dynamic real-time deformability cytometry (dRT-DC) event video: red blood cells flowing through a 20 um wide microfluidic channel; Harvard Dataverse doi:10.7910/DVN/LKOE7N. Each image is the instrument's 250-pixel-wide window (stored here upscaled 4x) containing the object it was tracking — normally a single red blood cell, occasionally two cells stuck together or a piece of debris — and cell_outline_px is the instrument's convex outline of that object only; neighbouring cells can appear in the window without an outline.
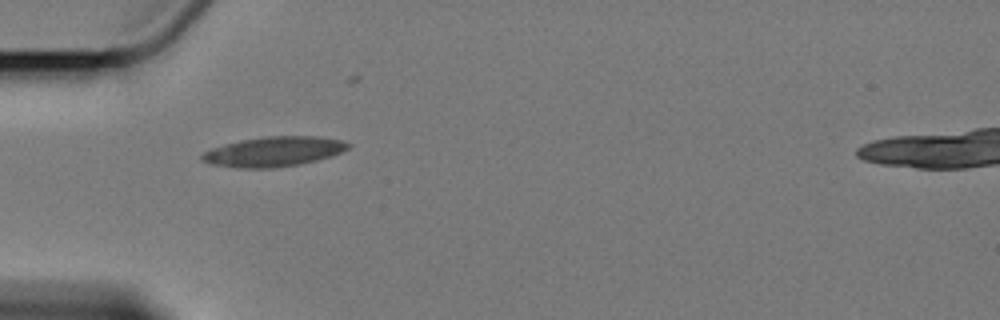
{"species": "Egyptian fruit bat (a non-hibernating species)", "species_latin": "Rousettus aegyptiacus", "temperature_condition": "cold", "stored_images_in_passage": 3, "camera_frame_rate_fps": 3000, "um_per_image_px": 0.085, "animal": {"sex": "female"}, "frame": {"image": 1, "passage_image": 1, "time_ms": 0.0, "image_size_px": [1000, 320], "cell_outline_px": [[352, 144], [348, 148], [332, 156], [300, 164], [272, 168], [236, 168], [212, 164], [200, 160], [200, 156], [204, 152], [212, 148], [224, 144], [240, 140], [268, 136], [316, 136], [340, 140]], "centroid_in_image_um": [23.24, 12.89], "position_along_channel_um": 61.8, "area_um2": 25.37}}
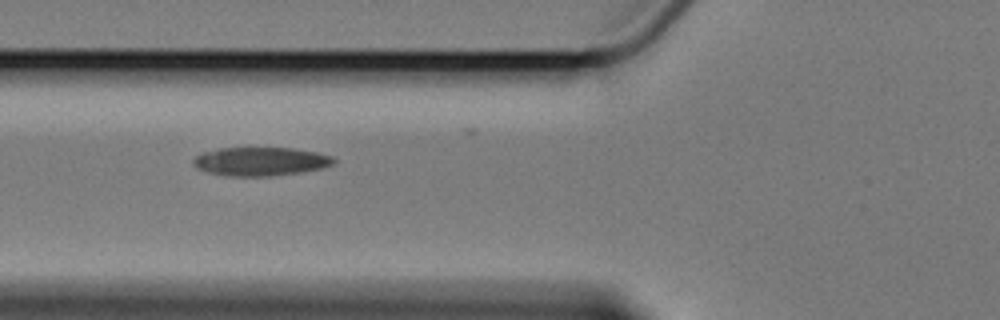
{"frame": {"image": 2, "passage_image": 2, "time_ms": 1.333, "image_size_px": [1000, 320], "cell_outline_px": [[336, 160], [332, 164], [324, 168], [300, 172], [268, 176], [228, 176], [208, 172], [196, 168], [192, 164], [192, 160], [196, 156], [204, 152], [220, 148], [292, 148], [316, 152], [332, 156]], "centroid_in_image_um": [22.13, 13.72], "position_along_channel_um": 103.7, "area_um2": 23.35}}
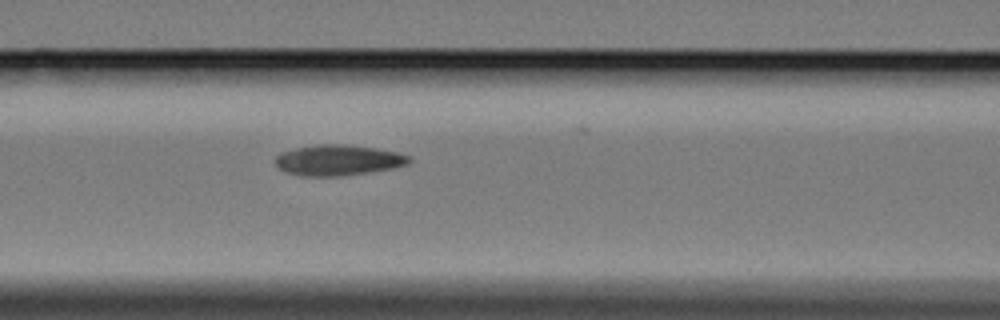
{"frame": {"image": 3, "passage_image": 3, "time_ms": 2.333, "image_size_px": [1000, 320], "cell_outline_px": [[412, 160], [408, 164], [392, 168], [368, 172], [340, 176], [300, 176], [284, 172], [276, 168], [276, 156], [280, 152], [296, 148], [320, 144], [340, 144], [376, 148], [400, 152], [412, 156]], "centroid_in_image_um": [28.74, 13.61], "position_along_channel_um": 137.9, "area_um2": 24.1}}